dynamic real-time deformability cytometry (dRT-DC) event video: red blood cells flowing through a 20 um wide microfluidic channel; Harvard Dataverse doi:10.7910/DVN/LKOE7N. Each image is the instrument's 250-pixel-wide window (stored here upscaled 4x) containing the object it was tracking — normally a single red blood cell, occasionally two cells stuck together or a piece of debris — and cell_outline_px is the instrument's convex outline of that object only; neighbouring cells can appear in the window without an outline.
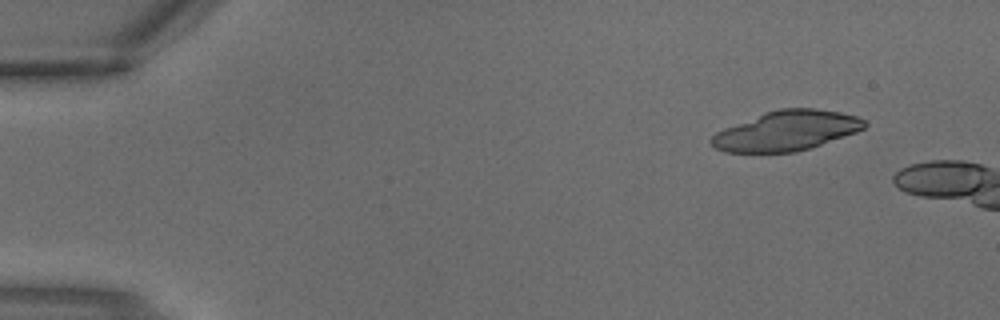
{"species": "common noctule bat (a hibernating species)", "species_latin": "Nyctalus noctula", "temperature_condition": "warm", "stored_images_in_passage": 3, "segment_of_instrument_passage": [2, 2], "camera_frame_rate_fps": 3000, "um_per_image_px": 0.085, "animal": {"sex": "male", "body_mass_g": 18.8}, "frame": {"image": 1, "passage_image": 3, "time_ms": 0.667, "image_size_px": [1000, 320], "cell_outline_px": [[868, 124], [864, 128], [856, 132], [796, 152], [724, 152], [716, 148], [708, 140], [716, 132], [724, 128], [764, 112], [780, 108], [812, 108], [840, 112], [856, 116], [864, 120]], "centroid_in_image_um": [66.82, 11.11], "position_along_channel_um": 18.2, "area_um2": 35.26}}